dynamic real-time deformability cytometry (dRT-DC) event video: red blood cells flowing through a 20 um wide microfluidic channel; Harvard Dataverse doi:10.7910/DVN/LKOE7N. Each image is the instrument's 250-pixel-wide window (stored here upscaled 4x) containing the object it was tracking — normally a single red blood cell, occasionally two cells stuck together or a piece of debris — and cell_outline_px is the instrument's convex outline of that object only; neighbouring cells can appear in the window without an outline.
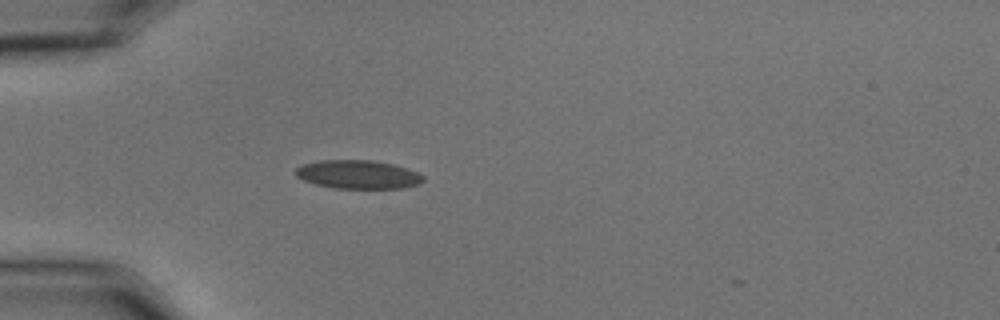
{"species": "common noctule bat (a hibernating species)", "species_latin": "Nyctalus noctula", "temperature_condition": "cold", "stored_images_in_passage": 2, "camera_frame_rate_fps": 3000, "um_per_image_px": 0.085, "animal": {"sex": "male", "body_mass_g": 15.6}, "frame": {"image": 1, "passage_image": 1, "time_ms": 0.0, "image_size_px": [1000, 320], "cell_outline_px": [[424, 180], [420, 184], [404, 188], [332, 188], [316, 184], [304, 180], [296, 176], [296, 168], [300, 164], [320, 160], [372, 160], [392, 164], [408, 168], [424, 176]], "centroid_in_image_um": [30.43, 14.83], "position_along_channel_um": 54.6, "area_um2": 21.33}}